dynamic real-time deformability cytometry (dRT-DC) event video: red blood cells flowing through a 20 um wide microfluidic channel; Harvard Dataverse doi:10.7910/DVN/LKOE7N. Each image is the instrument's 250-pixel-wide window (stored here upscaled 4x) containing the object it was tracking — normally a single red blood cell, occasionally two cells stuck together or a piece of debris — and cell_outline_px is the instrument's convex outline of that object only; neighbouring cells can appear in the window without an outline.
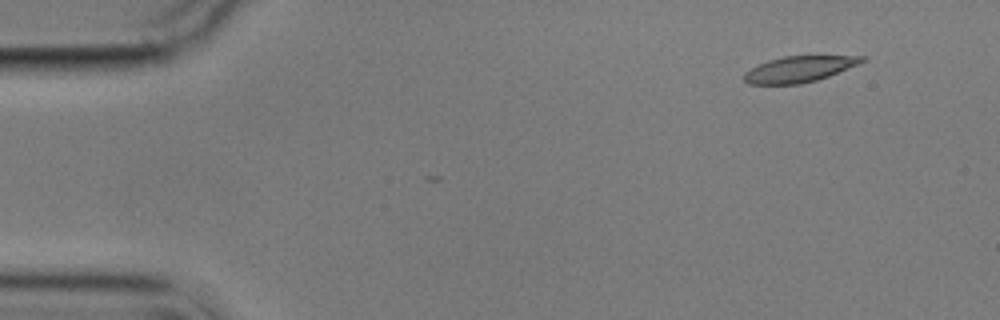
{"species": "common noctule bat (a hibernating species)", "species_latin": "Nyctalus noctula", "temperature_condition": "cold", "stored_images_in_passage": 4, "camera_frame_rate_fps": 3000, "um_per_image_px": 0.085, "animal": {"sex": "male", "body_mass_g": 17.9}, "frame": {"image": 1, "passage_image": 1, "time_ms": 0.0, "image_size_px": [1000, 320], "cell_outline_px": [[868, 60], [860, 64], [828, 76], [816, 80], [800, 84], [748, 84], [744, 80], [744, 72], [768, 60], [784, 56], [868, 56]], "centroid_in_image_um": [67.97, 5.87], "position_along_channel_um": 17.0, "area_um2": 17.8}}
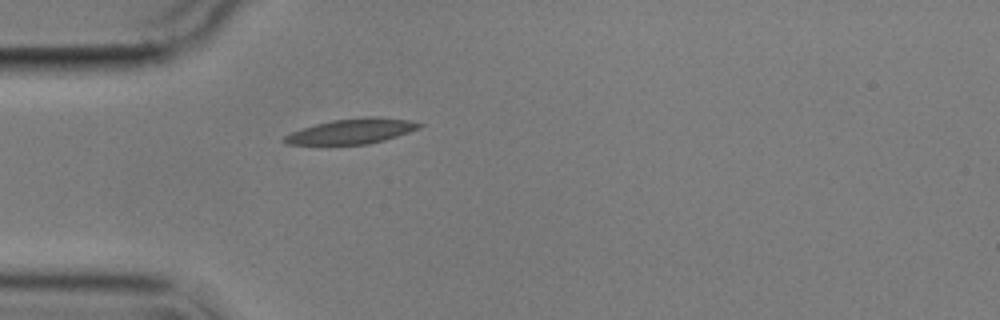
{"frame": {"image": 2, "passage_image": 4, "time_ms": 3.667, "image_size_px": [1000, 320], "cell_outline_px": [[424, 124], [420, 128], [384, 140], [368, 144], [288, 144], [280, 140], [284, 136], [292, 132], [316, 124], [332, 120], [364, 116], [376, 116], [408, 120]], "centroid_in_image_um": [29.91, 11.14], "position_along_channel_um": 55.1, "area_um2": 19.59}}